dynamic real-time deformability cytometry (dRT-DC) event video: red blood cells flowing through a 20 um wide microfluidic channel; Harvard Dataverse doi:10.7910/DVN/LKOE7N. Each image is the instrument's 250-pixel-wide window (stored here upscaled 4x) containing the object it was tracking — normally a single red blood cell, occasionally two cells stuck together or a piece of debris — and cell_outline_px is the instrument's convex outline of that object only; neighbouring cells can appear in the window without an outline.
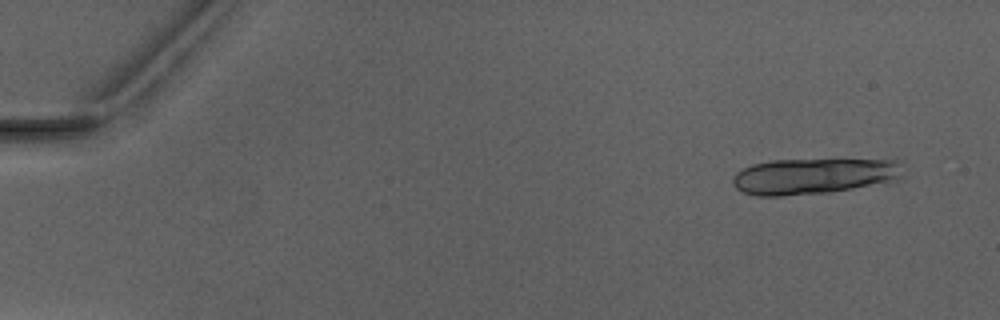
{"species": "Egyptian fruit bat (a non-hibernating species)", "species_latin": "Rousettus aegyptiacus", "temperature_condition": "warm", "stored_images_in_passage": 5, "camera_frame_rate_fps": 3000, "um_per_image_px": 0.085, "animal": {"sex": "male"}, "frame": {"image": 1, "passage_image": 1, "time_ms": 0.0, "image_size_px": [1000, 320], "cell_outline_px": [[900, 180], [888, 184], [832, 192], [780, 196], [756, 196], [744, 192], [736, 188], [732, 184], [732, 176], [736, 172], [752, 164], [772, 160], [896, 160], [900, 176]], "centroid_in_image_um": [69.14, 14.99], "position_along_channel_um": 15.9, "area_um2": 35.84}}
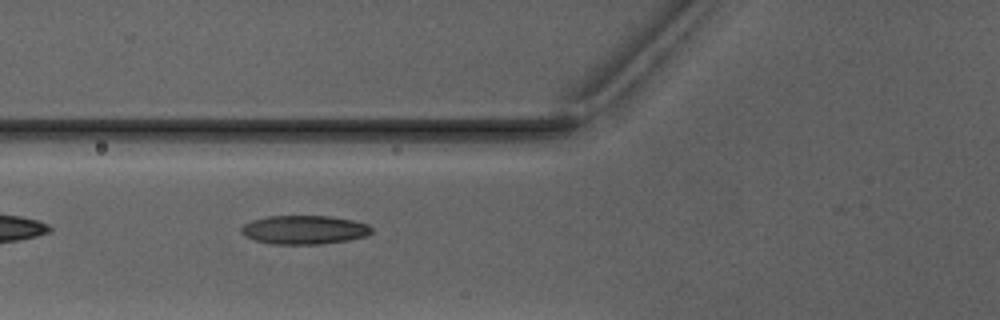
{"frame": {"image": 2, "passage_image": 5, "time_ms": 5.667, "image_size_px": [1000, 320], "cell_outline_px": [[372, 232], [364, 236], [348, 240], [320, 244], [272, 244], [256, 240], [240, 232], [240, 228], [244, 224], [252, 220], [268, 216], [332, 216], [352, 220], [368, 224], [372, 228]], "centroid_in_image_um": [25.86, 19.52], "position_along_channel_um": 99.9, "area_um2": 21.73}}